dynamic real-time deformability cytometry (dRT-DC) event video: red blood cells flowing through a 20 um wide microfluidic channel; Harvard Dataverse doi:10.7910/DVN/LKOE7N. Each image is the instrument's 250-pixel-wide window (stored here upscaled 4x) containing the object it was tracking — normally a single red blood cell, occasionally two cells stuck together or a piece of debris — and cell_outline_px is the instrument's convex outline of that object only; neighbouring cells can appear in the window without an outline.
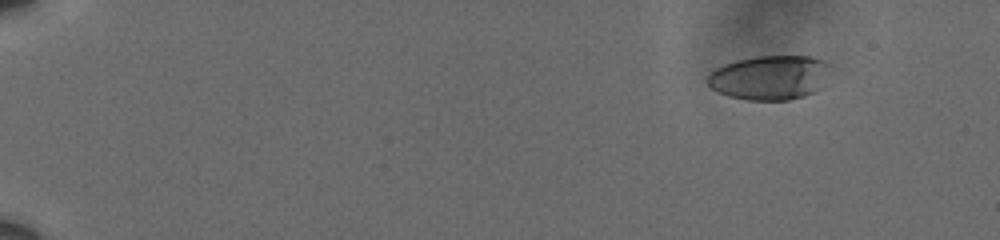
{"species": "human", "species_latin": "Homo sapiens", "temperature_condition": "cold", "stored_images_in_passage": 46, "camera_frame_rate_fps": 3000, "um_per_image_px": 0.085, "donor": {"sex": "male"}, "frame": {"image": 1, "passage_image": 3, "time_ms": 0.667, "image_size_px": [1000, 240], "cell_outline_px": [[836, 64], [820, 88], [816, 92], [804, 96], [788, 100], [748, 100], [728, 96], [712, 88], [704, 80], [708, 72], [724, 64], [736, 60], [756, 56], [812, 56]], "centroid_in_image_um": [65.48, 6.57], "position_along_channel_um": 19.5, "area_um2": 32.54}}
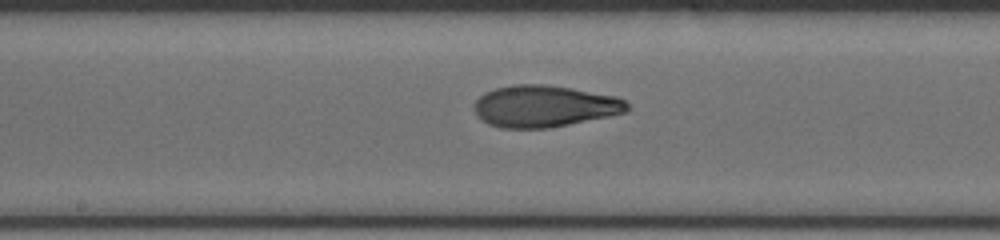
{"frame": {"image": 2, "passage_image": 21, "time_ms": 6.667, "image_size_px": [1000, 240], "cell_outline_px": [[628, 112], [612, 116], [548, 128], [500, 128], [488, 124], [480, 120], [476, 112], [476, 100], [484, 92], [496, 88], [516, 84], [544, 84], [572, 88], [616, 96], [624, 100], [628, 104]], "centroid_in_image_um": [46.29, 9.03], "position_along_channel_um": 201.9, "area_um2": 37.28}}
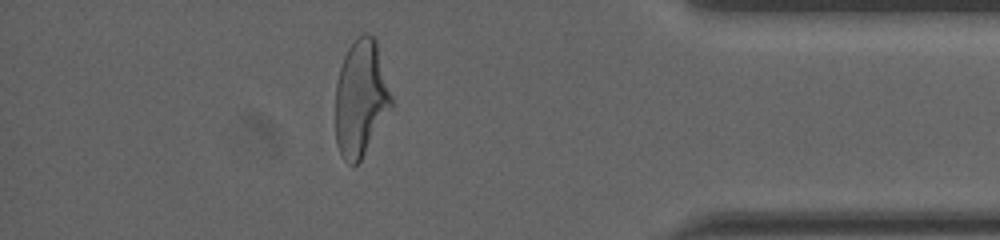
{"frame": {"image": 3, "passage_image": 40, "time_ms": 13.0, "image_size_px": [1000, 240], "cell_outline_px": [[392, 108], [360, 160], [356, 164], [348, 164], [344, 160], [336, 144], [336, 84], [340, 68], [344, 56], [348, 48], [364, 32], [368, 32], [376, 40], [392, 96]], "centroid_in_image_um": [30.67, 8.36], "position_along_channel_um": 404.5, "area_um2": 37.63}, "authors_computed_cell_mechanics": {"area_um2": 36.4429, "velocity_mm_per_s": 3.6127, "shape_relaxation_time_tau1_ms": 4.6632, "shape_relaxation_time_tau2_ms": 1.9407, "deformation_change_tau1": 0.2097, "deformation_change_tau2": 0.0919}}